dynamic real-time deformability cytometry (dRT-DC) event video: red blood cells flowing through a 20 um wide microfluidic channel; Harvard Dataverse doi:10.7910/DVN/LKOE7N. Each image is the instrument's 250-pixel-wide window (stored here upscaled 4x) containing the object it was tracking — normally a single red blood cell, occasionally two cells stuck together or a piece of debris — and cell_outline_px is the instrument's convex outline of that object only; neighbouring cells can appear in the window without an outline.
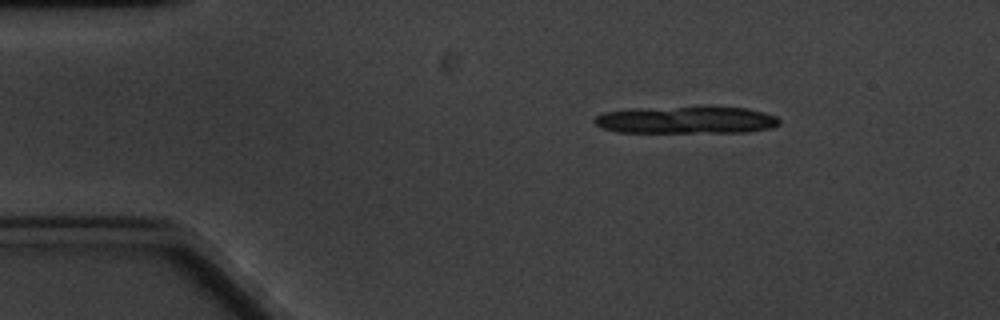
{"species": "common noctule bat (a hibernating species)", "species_latin": "Nyctalus noctula", "temperature_condition": "cold", "stored_images_in_passage": 8, "camera_frame_rate_fps": 3000, "um_per_image_px": 0.085, "animal": {"sex": "male", "body_mass_g": 20.1, "forearm_length_mm": 53.5}, "frame": {"image": 1, "passage_image": 1, "time_ms": 0.0, "image_size_px": [1000, 320], "cell_outline_px": [[780, 124], [772, 128], [748, 132], [616, 132], [604, 128], [596, 124], [592, 120], [596, 116], [604, 112], [632, 108], [708, 104], [712, 104], [748, 108], [764, 112], [776, 116], [780, 120]], "centroid_in_image_um": [58.39, 10.15], "position_along_channel_um": 26.6, "area_um2": 30.75}}